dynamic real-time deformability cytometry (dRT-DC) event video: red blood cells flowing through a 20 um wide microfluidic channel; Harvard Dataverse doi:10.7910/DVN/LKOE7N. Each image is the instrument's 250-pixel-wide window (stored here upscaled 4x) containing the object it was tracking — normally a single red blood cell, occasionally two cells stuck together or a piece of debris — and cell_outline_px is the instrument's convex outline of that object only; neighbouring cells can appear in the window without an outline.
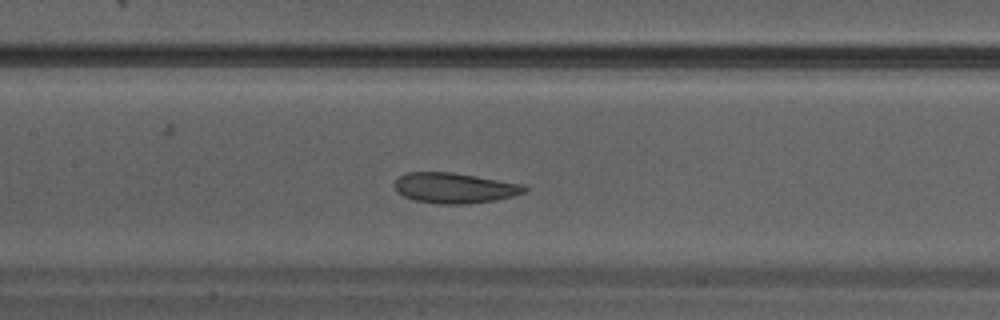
{"species": "Egyptian fruit bat (a non-hibernating species)", "species_latin": "Rousettus aegyptiacus", "temperature_condition": "warm", "stored_images_in_passage": 26, "camera_frame_rate_fps": 3000, "um_per_image_px": 0.085, "animal": {"sex": "male"}, "frame": {"image": 1, "passage_image": 8, "time_ms": 2.333, "image_size_px": [1000, 320], "cell_outline_px": [[528, 188], [524, 192], [512, 196], [496, 200], [468, 204], [440, 204], [412, 200], [396, 192], [396, 180], [400, 176], [408, 172], [452, 172], [524, 184]], "centroid_in_image_um": [38.64, 15.98], "position_along_channel_um": 168.8, "area_um2": 23.0}}